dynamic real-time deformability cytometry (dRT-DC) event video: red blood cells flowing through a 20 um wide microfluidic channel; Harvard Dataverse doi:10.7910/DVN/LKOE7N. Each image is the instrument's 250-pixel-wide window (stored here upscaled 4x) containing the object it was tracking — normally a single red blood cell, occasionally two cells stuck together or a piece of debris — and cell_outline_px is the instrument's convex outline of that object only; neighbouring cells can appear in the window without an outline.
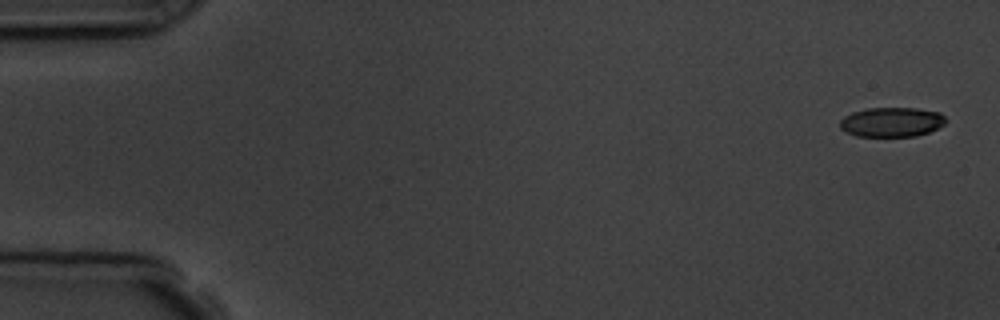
{"species": "common noctule bat (a hibernating species)", "species_latin": "Nyctalus noctula", "temperature_condition": "room temperature", "stored_images_in_passage": 4, "camera_frame_rate_fps": 3000, "um_per_image_px": 0.085, "animal": {"sex": "male", "body_mass_g": 19.5, "forearm_length_mm": 54.6}, "frame": {"image": 1, "passage_image": 1, "time_ms": 0.0, "image_size_px": [1000, 320], "cell_outline_px": [[948, 120], [944, 124], [928, 132], [916, 136], [856, 136], [840, 128], [840, 120], [844, 116], [852, 112], [868, 108], [916, 108], [940, 112]], "centroid_in_image_um": [75.8, 10.37], "position_along_channel_um": 9.2, "area_um2": 18.21}}